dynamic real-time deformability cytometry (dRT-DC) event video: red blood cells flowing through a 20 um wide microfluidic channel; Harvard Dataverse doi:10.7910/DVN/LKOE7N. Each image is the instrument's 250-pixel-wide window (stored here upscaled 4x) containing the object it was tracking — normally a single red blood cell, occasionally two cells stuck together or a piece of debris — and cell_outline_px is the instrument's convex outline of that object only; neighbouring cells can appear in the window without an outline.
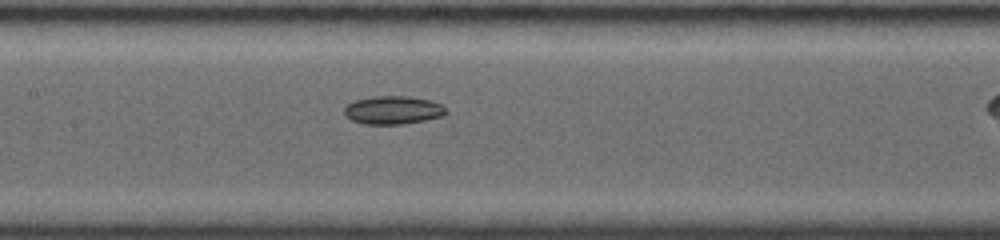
{"species": "common noctule bat (a hibernating species)", "species_latin": "Nyctalus noctula", "temperature_condition": "room temperature", "stored_images_in_passage": 23, "camera_frame_rate_fps": 4000, "um_per_image_px": 0.085, "animal": {"sex": "female", "body_mass_g": 19.0, "forearm_length_mm": 56.7}, "frame": {"image": 1, "passage_image": 17, "time_ms": 8.0, "image_size_px": [1000, 240], "cell_outline_px": [[448, 112], [444, 116], [404, 124], [364, 124], [352, 120], [344, 116], [344, 108], [352, 100], [376, 96], [408, 96], [428, 100], [440, 104]], "centroid_in_image_um": [33.37, 9.36], "position_along_channel_um": 174.0, "area_um2": 16.76}}